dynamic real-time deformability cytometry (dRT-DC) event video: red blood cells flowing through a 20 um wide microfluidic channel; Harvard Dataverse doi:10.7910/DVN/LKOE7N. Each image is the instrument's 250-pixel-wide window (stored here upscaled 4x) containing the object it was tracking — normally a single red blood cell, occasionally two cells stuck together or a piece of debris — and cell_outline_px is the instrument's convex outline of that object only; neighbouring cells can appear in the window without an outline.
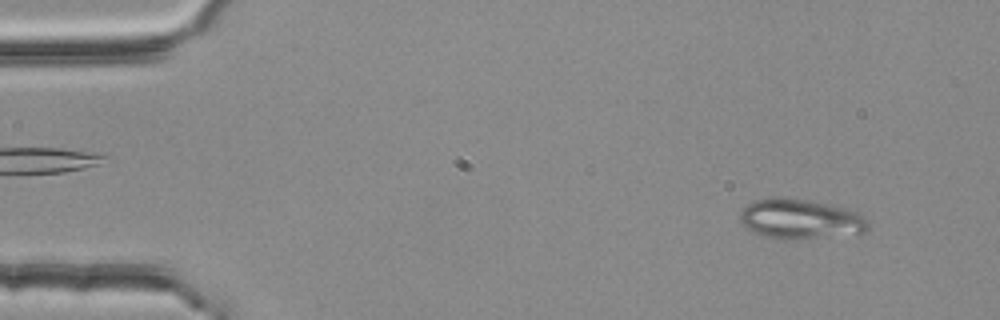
{"species": "common noctule bat (a hibernating species)", "species_latin": "Nyctalus noctula", "temperature_condition": "room temperature", "stored_images_in_passage": 53, "camera_frame_rate_fps": 3000, "um_per_image_px": 0.085, "animal": {"sex": "female", "body_mass_g": 25.1}, "frame": {"image": 1, "passage_image": 4, "time_ms": 1.0, "image_size_px": [1000, 320], "cell_outline_px": [[868, 228], [864, 232], [792, 240], [784, 240], [768, 236], [756, 232], [748, 228], [740, 220], [740, 212], [752, 200], [780, 196], [808, 200], [848, 208], [856, 212], [868, 220]], "centroid_in_image_um": [68.02, 18.59], "position_along_channel_um": 17.0, "area_um2": 29.54}}
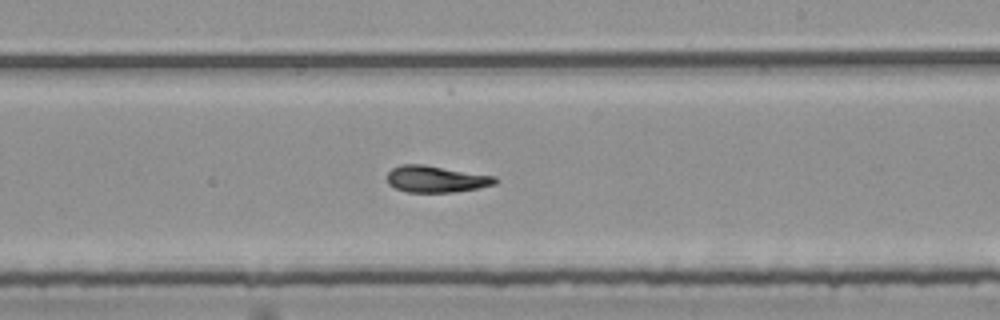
{"frame": {"image": 2, "passage_image": 31, "time_ms": 10.0, "image_size_px": [1000, 320], "cell_outline_px": [[500, 180], [496, 184], [480, 188], [452, 192], [408, 192], [396, 188], [388, 184], [388, 172], [392, 168], [400, 164], [424, 164], [496, 176]], "centroid_in_image_um": [37.11, 15.21], "position_along_channel_um": 251.9, "area_um2": 16.94}}
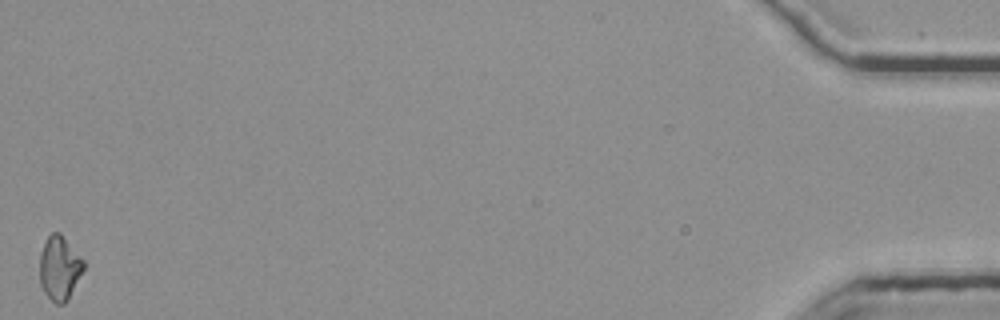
{"frame": {"image": 3, "passage_image": 53, "time_ms": 17.333, "image_size_px": [1000, 320], "cell_outline_px": [[84, 268], [68, 300], [64, 304], [56, 304], [44, 292], [40, 284], [40, 256], [44, 244], [48, 236], [52, 232], [60, 232], [84, 260]], "centroid_in_image_um": [5.06, 22.79], "position_along_channel_um": 430.1, "area_um2": 16.3}, "authors_computed_cell_mechanics": {"area_um2": 16.8198, "velocity_mm_per_s": 3.7744, "shape_relaxation_time_tau1_ms": 6.5238, "shape_relaxation_time_tau2_ms": 2.9035, "deformation_change_tau1": 0.2016, "deformation_change_tau2": 0.0928}}